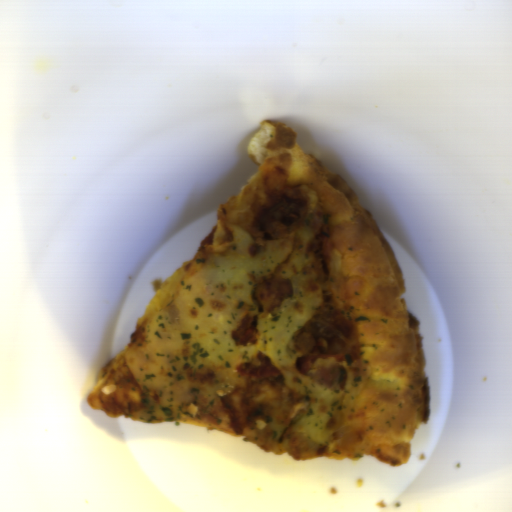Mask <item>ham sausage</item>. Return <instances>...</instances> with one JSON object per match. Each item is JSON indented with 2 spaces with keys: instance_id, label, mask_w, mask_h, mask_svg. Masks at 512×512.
<instances>
[{
  "instance_id": "1",
  "label": "ham sausage",
  "mask_w": 512,
  "mask_h": 512,
  "mask_svg": "<svg viewBox=\"0 0 512 512\" xmlns=\"http://www.w3.org/2000/svg\"><path fill=\"white\" fill-rule=\"evenodd\" d=\"M347 374L348 371L342 364L329 366L322 371L320 383L339 394L344 391Z\"/></svg>"
}]
</instances>
